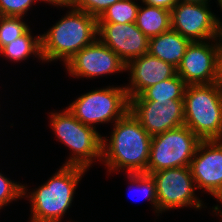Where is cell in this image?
Returning a JSON list of instances; mask_svg holds the SVG:
<instances>
[{
  "mask_svg": "<svg viewBox=\"0 0 222 222\" xmlns=\"http://www.w3.org/2000/svg\"><path fill=\"white\" fill-rule=\"evenodd\" d=\"M112 125L110 137L102 136L101 163L109 175L147 173L152 136L130 111Z\"/></svg>",
  "mask_w": 222,
  "mask_h": 222,
  "instance_id": "6da1fadb",
  "label": "cell"
},
{
  "mask_svg": "<svg viewBox=\"0 0 222 222\" xmlns=\"http://www.w3.org/2000/svg\"><path fill=\"white\" fill-rule=\"evenodd\" d=\"M88 169L62 165L45 183L28 190L23 184V198L31 204L30 222H62L74 199L75 190Z\"/></svg>",
  "mask_w": 222,
  "mask_h": 222,
  "instance_id": "7a4b0ae2",
  "label": "cell"
},
{
  "mask_svg": "<svg viewBox=\"0 0 222 222\" xmlns=\"http://www.w3.org/2000/svg\"><path fill=\"white\" fill-rule=\"evenodd\" d=\"M70 9L48 31L41 35V55L44 62L63 61V65L84 47L97 38V18L75 9Z\"/></svg>",
  "mask_w": 222,
  "mask_h": 222,
  "instance_id": "3957f363",
  "label": "cell"
},
{
  "mask_svg": "<svg viewBox=\"0 0 222 222\" xmlns=\"http://www.w3.org/2000/svg\"><path fill=\"white\" fill-rule=\"evenodd\" d=\"M184 125L202 141L222 139V86L187 85L183 98Z\"/></svg>",
  "mask_w": 222,
  "mask_h": 222,
  "instance_id": "277c9868",
  "label": "cell"
},
{
  "mask_svg": "<svg viewBox=\"0 0 222 222\" xmlns=\"http://www.w3.org/2000/svg\"><path fill=\"white\" fill-rule=\"evenodd\" d=\"M49 113L54 135L71 151L63 165L89 169L96 160L101 162L102 134L97 129L82 124L67 108Z\"/></svg>",
  "mask_w": 222,
  "mask_h": 222,
  "instance_id": "5b68a950",
  "label": "cell"
},
{
  "mask_svg": "<svg viewBox=\"0 0 222 222\" xmlns=\"http://www.w3.org/2000/svg\"><path fill=\"white\" fill-rule=\"evenodd\" d=\"M82 124L96 129V125L115 123L129 111L125 86H106L81 94L67 107Z\"/></svg>",
  "mask_w": 222,
  "mask_h": 222,
  "instance_id": "8992f818",
  "label": "cell"
},
{
  "mask_svg": "<svg viewBox=\"0 0 222 222\" xmlns=\"http://www.w3.org/2000/svg\"><path fill=\"white\" fill-rule=\"evenodd\" d=\"M201 141L185 125L152 136L147 173L189 167Z\"/></svg>",
  "mask_w": 222,
  "mask_h": 222,
  "instance_id": "52a82bcc",
  "label": "cell"
},
{
  "mask_svg": "<svg viewBox=\"0 0 222 222\" xmlns=\"http://www.w3.org/2000/svg\"><path fill=\"white\" fill-rule=\"evenodd\" d=\"M147 174L155 182L158 216L165 211L184 207H194L197 211L207 208L195 194L197 187L189 167L163 169Z\"/></svg>",
  "mask_w": 222,
  "mask_h": 222,
  "instance_id": "ba28073f",
  "label": "cell"
},
{
  "mask_svg": "<svg viewBox=\"0 0 222 222\" xmlns=\"http://www.w3.org/2000/svg\"><path fill=\"white\" fill-rule=\"evenodd\" d=\"M171 28L193 41L219 38L218 17L210 10V3L178 2L170 10Z\"/></svg>",
  "mask_w": 222,
  "mask_h": 222,
  "instance_id": "9c48e42d",
  "label": "cell"
},
{
  "mask_svg": "<svg viewBox=\"0 0 222 222\" xmlns=\"http://www.w3.org/2000/svg\"><path fill=\"white\" fill-rule=\"evenodd\" d=\"M219 49V38L190 42L177 74L187 85L216 83Z\"/></svg>",
  "mask_w": 222,
  "mask_h": 222,
  "instance_id": "30bf717a",
  "label": "cell"
},
{
  "mask_svg": "<svg viewBox=\"0 0 222 222\" xmlns=\"http://www.w3.org/2000/svg\"><path fill=\"white\" fill-rule=\"evenodd\" d=\"M67 73L74 78L95 79L112 73L126 72V64L98 38L77 52L65 63Z\"/></svg>",
  "mask_w": 222,
  "mask_h": 222,
  "instance_id": "8fae6325",
  "label": "cell"
},
{
  "mask_svg": "<svg viewBox=\"0 0 222 222\" xmlns=\"http://www.w3.org/2000/svg\"><path fill=\"white\" fill-rule=\"evenodd\" d=\"M129 111L151 136L184 125L183 100L129 101Z\"/></svg>",
  "mask_w": 222,
  "mask_h": 222,
  "instance_id": "7c38bea8",
  "label": "cell"
},
{
  "mask_svg": "<svg viewBox=\"0 0 222 222\" xmlns=\"http://www.w3.org/2000/svg\"><path fill=\"white\" fill-rule=\"evenodd\" d=\"M189 168L197 189L215 197L222 190V139L201 141Z\"/></svg>",
  "mask_w": 222,
  "mask_h": 222,
  "instance_id": "4fadbf2b",
  "label": "cell"
},
{
  "mask_svg": "<svg viewBox=\"0 0 222 222\" xmlns=\"http://www.w3.org/2000/svg\"><path fill=\"white\" fill-rule=\"evenodd\" d=\"M97 35L126 65L149 51V38L135 23H98Z\"/></svg>",
  "mask_w": 222,
  "mask_h": 222,
  "instance_id": "5bb4252c",
  "label": "cell"
},
{
  "mask_svg": "<svg viewBox=\"0 0 222 222\" xmlns=\"http://www.w3.org/2000/svg\"><path fill=\"white\" fill-rule=\"evenodd\" d=\"M126 71L129 72V83L124 86L129 99L139 96L146 88L177 74L174 66L148 52L131 60L126 65Z\"/></svg>",
  "mask_w": 222,
  "mask_h": 222,
  "instance_id": "9a60e30c",
  "label": "cell"
},
{
  "mask_svg": "<svg viewBox=\"0 0 222 222\" xmlns=\"http://www.w3.org/2000/svg\"><path fill=\"white\" fill-rule=\"evenodd\" d=\"M190 42L189 39L170 28L158 36L149 38L148 53L177 69Z\"/></svg>",
  "mask_w": 222,
  "mask_h": 222,
  "instance_id": "2e32d148",
  "label": "cell"
},
{
  "mask_svg": "<svg viewBox=\"0 0 222 222\" xmlns=\"http://www.w3.org/2000/svg\"><path fill=\"white\" fill-rule=\"evenodd\" d=\"M140 5L135 24L148 37L158 36L171 28L170 10L143 3Z\"/></svg>",
  "mask_w": 222,
  "mask_h": 222,
  "instance_id": "e0dca14e",
  "label": "cell"
},
{
  "mask_svg": "<svg viewBox=\"0 0 222 222\" xmlns=\"http://www.w3.org/2000/svg\"><path fill=\"white\" fill-rule=\"evenodd\" d=\"M32 35V29L29 28L23 35L3 46L0 49V55L7 58V60L9 59V61L11 60V62L13 61V63L22 62L34 56V58H38L39 61L42 60L43 63L41 55V35Z\"/></svg>",
  "mask_w": 222,
  "mask_h": 222,
  "instance_id": "ac0fdd59",
  "label": "cell"
},
{
  "mask_svg": "<svg viewBox=\"0 0 222 222\" xmlns=\"http://www.w3.org/2000/svg\"><path fill=\"white\" fill-rule=\"evenodd\" d=\"M186 87L187 84L176 74L146 88L139 96L132 97L129 101L183 100Z\"/></svg>",
  "mask_w": 222,
  "mask_h": 222,
  "instance_id": "d6986e66",
  "label": "cell"
},
{
  "mask_svg": "<svg viewBox=\"0 0 222 222\" xmlns=\"http://www.w3.org/2000/svg\"><path fill=\"white\" fill-rule=\"evenodd\" d=\"M140 4L135 0H119L106 9L98 23H135Z\"/></svg>",
  "mask_w": 222,
  "mask_h": 222,
  "instance_id": "ffe728a7",
  "label": "cell"
},
{
  "mask_svg": "<svg viewBox=\"0 0 222 222\" xmlns=\"http://www.w3.org/2000/svg\"><path fill=\"white\" fill-rule=\"evenodd\" d=\"M127 176L129 184V189L135 192H140L143 198L148 200V202L154 207V211L156 217L158 216L157 209V197H156V189L155 182L150 174L147 173H125Z\"/></svg>",
  "mask_w": 222,
  "mask_h": 222,
  "instance_id": "44dd1931",
  "label": "cell"
},
{
  "mask_svg": "<svg viewBox=\"0 0 222 222\" xmlns=\"http://www.w3.org/2000/svg\"><path fill=\"white\" fill-rule=\"evenodd\" d=\"M23 18L19 16H0V49L23 35L30 28Z\"/></svg>",
  "mask_w": 222,
  "mask_h": 222,
  "instance_id": "7402d4cb",
  "label": "cell"
},
{
  "mask_svg": "<svg viewBox=\"0 0 222 222\" xmlns=\"http://www.w3.org/2000/svg\"><path fill=\"white\" fill-rule=\"evenodd\" d=\"M21 198H23V184L12 181L0 172V210Z\"/></svg>",
  "mask_w": 222,
  "mask_h": 222,
  "instance_id": "603a6c76",
  "label": "cell"
},
{
  "mask_svg": "<svg viewBox=\"0 0 222 222\" xmlns=\"http://www.w3.org/2000/svg\"><path fill=\"white\" fill-rule=\"evenodd\" d=\"M43 0H0V16L24 17L33 4Z\"/></svg>",
  "mask_w": 222,
  "mask_h": 222,
  "instance_id": "cb8c5ba5",
  "label": "cell"
},
{
  "mask_svg": "<svg viewBox=\"0 0 222 222\" xmlns=\"http://www.w3.org/2000/svg\"><path fill=\"white\" fill-rule=\"evenodd\" d=\"M117 1L119 0H79L74 8L84 11L98 19L108 7Z\"/></svg>",
  "mask_w": 222,
  "mask_h": 222,
  "instance_id": "d4e9b609",
  "label": "cell"
},
{
  "mask_svg": "<svg viewBox=\"0 0 222 222\" xmlns=\"http://www.w3.org/2000/svg\"><path fill=\"white\" fill-rule=\"evenodd\" d=\"M143 3L171 10L179 0H142Z\"/></svg>",
  "mask_w": 222,
  "mask_h": 222,
  "instance_id": "484cf974",
  "label": "cell"
},
{
  "mask_svg": "<svg viewBox=\"0 0 222 222\" xmlns=\"http://www.w3.org/2000/svg\"><path fill=\"white\" fill-rule=\"evenodd\" d=\"M79 0H43V2L53 5L54 7H66V8H70V7H74Z\"/></svg>",
  "mask_w": 222,
  "mask_h": 222,
  "instance_id": "4316f807",
  "label": "cell"
},
{
  "mask_svg": "<svg viewBox=\"0 0 222 222\" xmlns=\"http://www.w3.org/2000/svg\"><path fill=\"white\" fill-rule=\"evenodd\" d=\"M217 83L222 86V46H220L218 53Z\"/></svg>",
  "mask_w": 222,
  "mask_h": 222,
  "instance_id": "83f0119b",
  "label": "cell"
},
{
  "mask_svg": "<svg viewBox=\"0 0 222 222\" xmlns=\"http://www.w3.org/2000/svg\"><path fill=\"white\" fill-rule=\"evenodd\" d=\"M212 211L216 214V216L219 215L222 221V210L218 204L212 207Z\"/></svg>",
  "mask_w": 222,
  "mask_h": 222,
  "instance_id": "f1b7e54d",
  "label": "cell"
},
{
  "mask_svg": "<svg viewBox=\"0 0 222 222\" xmlns=\"http://www.w3.org/2000/svg\"><path fill=\"white\" fill-rule=\"evenodd\" d=\"M218 23H219V41L220 46H222V20L218 17Z\"/></svg>",
  "mask_w": 222,
  "mask_h": 222,
  "instance_id": "f546056e",
  "label": "cell"
},
{
  "mask_svg": "<svg viewBox=\"0 0 222 222\" xmlns=\"http://www.w3.org/2000/svg\"><path fill=\"white\" fill-rule=\"evenodd\" d=\"M180 2H201V3H209L211 0H179Z\"/></svg>",
  "mask_w": 222,
  "mask_h": 222,
  "instance_id": "4dcf8cb0",
  "label": "cell"
},
{
  "mask_svg": "<svg viewBox=\"0 0 222 222\" xmlns=\"http://www.w3.org/2000/svg\"><path fill=\"white\" fill-rule=\"evenodd\" d=\"M215 199L222 205V190L215 196Z\"/></svg>",
  "mask_w": 222,
  "mask_h": 222,
  "instance_id": "1f68e13d",
  "label": "cell"
},
{
  "mask_svg": "<svg viewBox=\"0 0 222 222\" xmlns=\"http://www.w3.org/2000/svg\"><path fill=\"white\" fill-rule=\"evenodd\" d=\"M216 2H218V5H219V7H220V9H219V10H221V11H222V0H217Z\"/></svg>",
  "mask_w": 222,
  "mask_h": 222,
  "instance_id": "d6a6232c",
  "label": "cell"
}]
</instances>
